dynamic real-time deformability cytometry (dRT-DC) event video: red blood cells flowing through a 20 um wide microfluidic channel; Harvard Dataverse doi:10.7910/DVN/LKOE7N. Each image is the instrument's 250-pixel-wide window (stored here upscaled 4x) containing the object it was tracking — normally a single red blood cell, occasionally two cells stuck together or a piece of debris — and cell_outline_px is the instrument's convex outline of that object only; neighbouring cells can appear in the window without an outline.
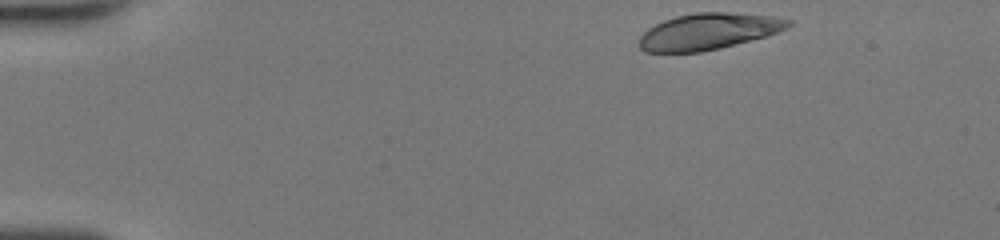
{"species": "human", "species_latin": "Homo sapiens", "temperature_condition": "room temperature", "stored_images_in_passage": 36, "camera_frame_rate_fps": 3000, "um_per_image_px": 0.085, "donor": {"sex": "female"}, "frame": {"image": 1, "passage_image": 1, "time_ms": 0.0, "image_size_px": [1000, 240], "cell_outline_px": [[792, 24], [776, 32], [764, 36], [720, 48], [700, 52], [644, 52], [640, 48], [640, 36], [648, 28], [664, 20], [676, 16], [696, 12], [728, 12], [768, 16], [792, 20]], "centroid_in_image_um": [60.16, 2.67], "position_along_channel_um": 24.8, "area_um2": 31.1}}
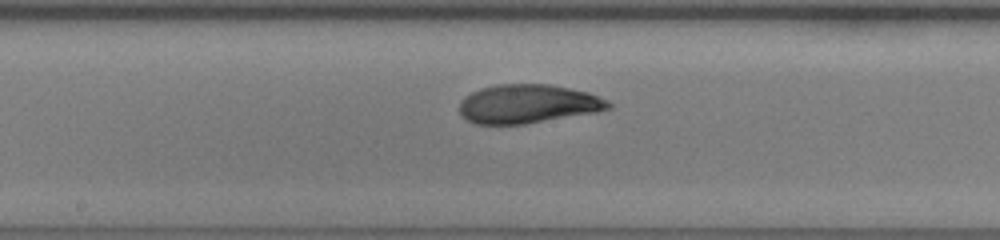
{"frame": {"image": 2, "passage_image": 20, "time_ms": 6.333, "image_size_px": [1000, 240], "cell_outline_px": [[612, 108], [596, 112], [524, 124], [472, 124], [460, 116], [460, 100], [464, 96], [480, 88], [500, 84], [548, 84], [588, 92], [608, 100], [612, 104]], "centroid_in_image_um": [44.84, 8.83], "position_along_channel_um": 203.4, "area_um2": 33.81}}
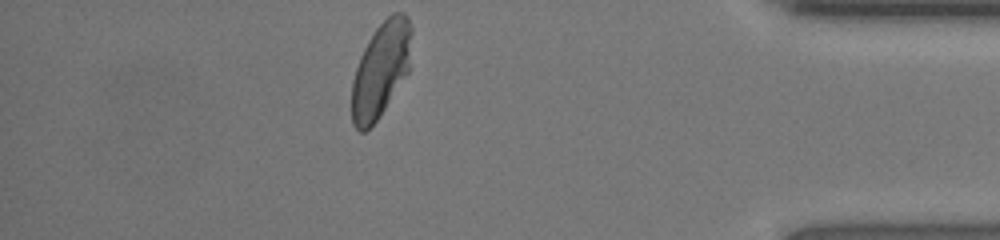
{"frame": {"image": 3, "passage_image": 36, "time_ms": 11.667, "image_size_px": [1000, 240], "cell_outline_px": [[412, 32], [408, 72], [376, 120], [364, 132], [360, 132], [352, 124], [352, 80], [360, 56], [368, 40], [376, 28], [392, 12], [404, 12], [412, 28]], "centroid_in_image_um": [32.36, 5.89], "position_along_channel_um": 402.8, "area_um2": 32.66}, "authors_computed_cell_mechanics": {"area_um2": 33.5818, "velocity_mm_per_s": 4.3883, "shape_relaxation_time_tau1_ms": 5.466, "shape_relaxation_time_tau2_ms": 0.6607, "deformation_change_tau1": 0.2286, "deformation_change_tau2": 0.0509}}